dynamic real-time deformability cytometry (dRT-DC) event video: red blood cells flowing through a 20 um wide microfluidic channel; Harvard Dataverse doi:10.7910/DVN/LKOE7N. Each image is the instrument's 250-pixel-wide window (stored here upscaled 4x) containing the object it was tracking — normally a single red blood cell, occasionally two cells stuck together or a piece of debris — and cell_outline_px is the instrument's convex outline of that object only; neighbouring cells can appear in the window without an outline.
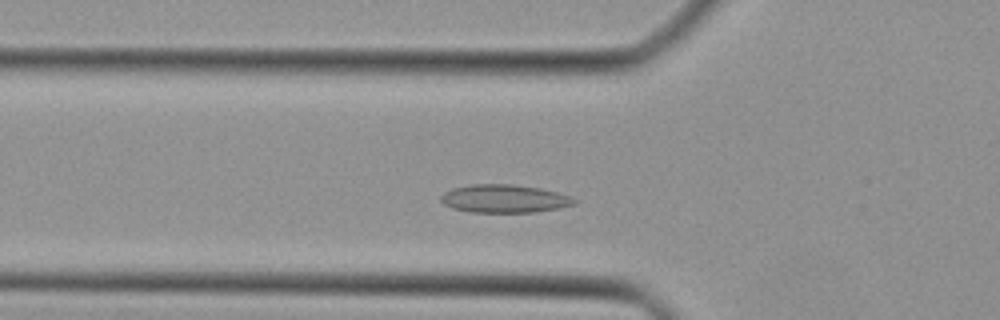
{"species": "Egyptian fruit bat (a non-hibernating species)", "species_latin": "Rousettus aegyptiacus", "temperature_condition": "cold", "stored_images_in_passage": 39, "camera_frame_rate_fps": 3000, "um_per_image_px": 0.085, "animal": {"sex": "female"}, "frame": {"image": 1, "passage_image": 8, "time_ms": 2.333, "image_size_px": [1000, 320], "cell_outline_px": [[580, 200], [576, 204], [560, 208], [536, 212], [468, 212], [452, 208], [444, 204], [440, 200], [440, 196], [444, 192], [452, 188], [472, 184], [512, 184], [540, 188], [556, 192]], "centroid_in_image_um": [42.87, 16.89], "position_along_channel_um": 82.9, "area_um2": 22.02}}
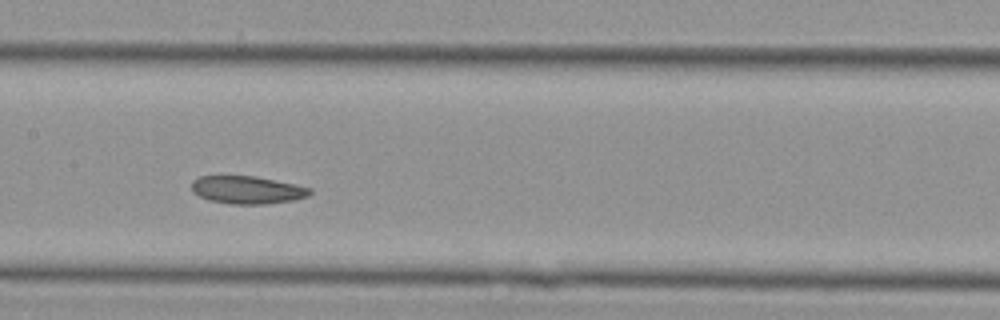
{"frame": {"image": 2, "passage_image": 15, "time_ms": 4.667, "image_size_px": [1000, 320], "cell_outline_px": [[312, 192], [308, 196], [292, 200], [268, 204], [228, 204], [208, 200], [192, 192], [192, 180], [200, 176], [252, 176], [312, 188]], "centroid_in_image_um": [20.98, 16.15], "position_along_channel_um": 186.4, "area_um2": 19.02}}
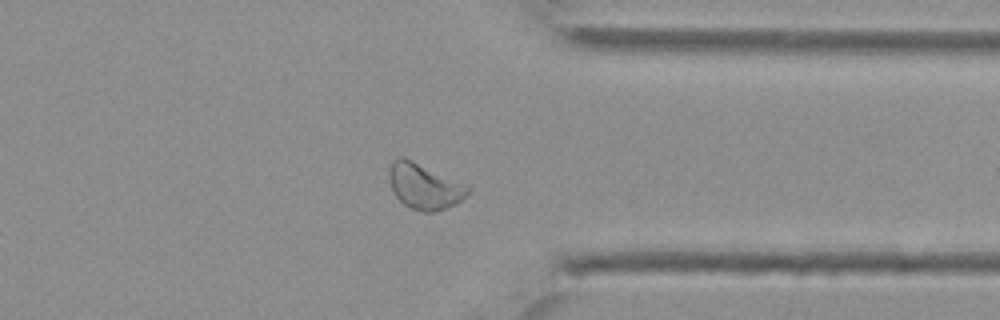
{"frame": {"image": 3, "passage_image": 28, "time_ms": 9.0, "image_size_px": [1000, 320], "cell_outline_px": [[472, 188], [456, 204], [432, 212], [424, 212], [412, 208], [404, 204], [396, 196], [388, 180], [388, 168], [392, 160], [400, 156], [404, 156]], "centroid_in_image_um": [36.01, 15.81], "position_along_channel_um": 375.4, "area_um2": 20.63}}